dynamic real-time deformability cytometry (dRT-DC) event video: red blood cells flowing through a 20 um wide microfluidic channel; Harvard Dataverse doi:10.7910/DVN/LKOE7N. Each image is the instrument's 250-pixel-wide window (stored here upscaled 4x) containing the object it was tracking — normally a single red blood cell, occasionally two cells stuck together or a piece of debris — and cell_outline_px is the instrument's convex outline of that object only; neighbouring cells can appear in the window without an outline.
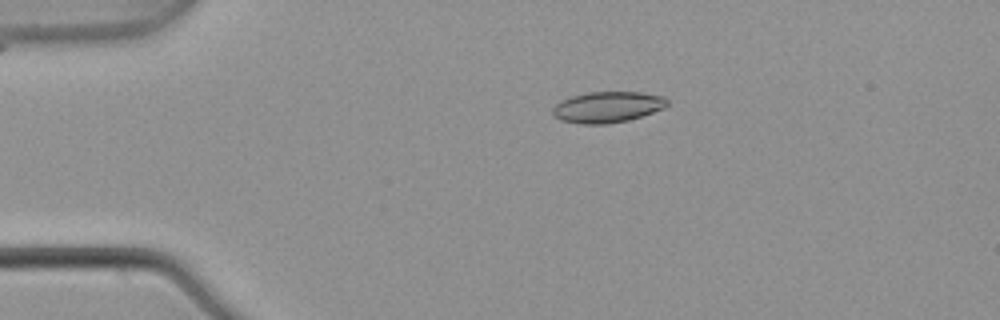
{"species": "common noctule bat (a hibernating species)", "species_latin": "Nyctalus noctula", "temperature_condition": "warm", "stored_images_in_passage": 6, "camera_frame_rate_fps": 3000, "um_per_image_px": 0.085, "animal": {"sex": "male", "body_mass_g": 21.5, "forearm_length_mm": 52.0}, "frame": {"image": 1, "passage_image": 2, "time_ms": 0.333, "image_size_px": [1000, 320], "cell_outline_px": [[668, 104], [664, 108], [628, 120], [608, 124], [580, 124], [560, 120], [552, 112], [552, 108], [560, 100], [572, 96], [588, 92], [640, 92], [664, 96], [668, 100]], "centroid_in_image_um": [51.62, 9.1], "position_along_channel_um": 33.4, "area_um2": 20.69}}
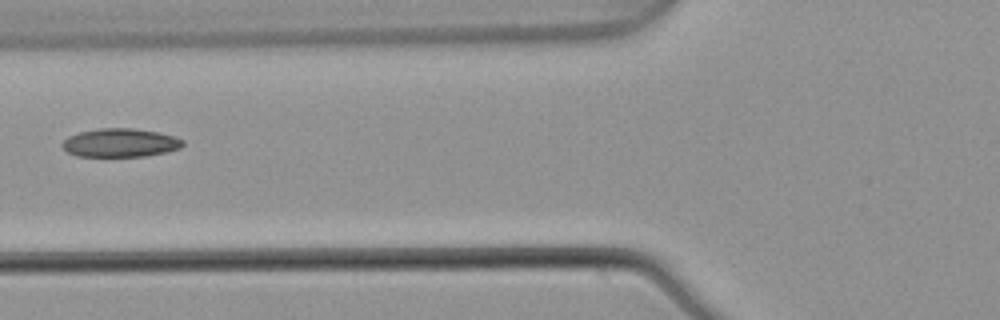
{"frame": {"image": 2, "passage_image": 5, "time_ms": 1.333, "image_size_px": [1000, 320], "cell_outline_px": [[184, 144], [180, 148], [168, 152], [144, 156], [76, 156], [68, 152], [60, 144], [68, 136], [80, 132], [100, 128], [132, 128], [160, 132], [184, 140]], "centroid_in_image_um": [10.23, 12.13], "position_along_channel_um": 115.6, "area_um2": 20.06}}